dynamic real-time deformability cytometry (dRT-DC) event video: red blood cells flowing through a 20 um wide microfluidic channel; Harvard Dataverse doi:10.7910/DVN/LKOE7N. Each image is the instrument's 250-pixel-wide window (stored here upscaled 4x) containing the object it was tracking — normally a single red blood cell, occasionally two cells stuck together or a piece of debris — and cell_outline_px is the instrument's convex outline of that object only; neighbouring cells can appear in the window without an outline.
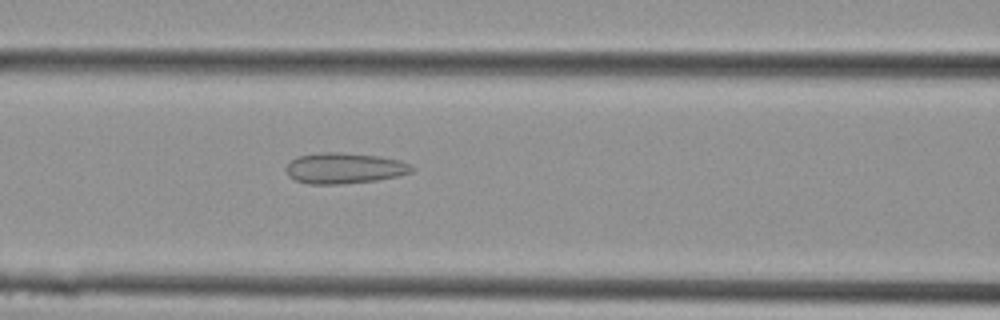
{"species": "Egyptian fruit bat (a non-hibernating species)", "species_latin": "Rousettus aegyptiacus", "temperature_condition": "cold", "stored_images_in_passage": 11, "camera_frame_rate_fps": 3000, "um_per_image_px": 0.085, "animal": {"sex": "female"}, "frame": {"image": 1, "passage_image": 11, "time_ms": 3.333, "image_size_px": [1000, 320], "cell_outline_px": [[412, 172], [396, 176], [376, 180], [336, 184], [312, 184], [296, 180], [288, 176], [288, 164], [292, 160], [300, 156], [328, 152], [376, 156], [396, 160], [408, 164], [412, 168]], "centroid_in_image_um": [29.25, 14.31], "position_along_channel_um": 137.4, "area_um2": 21.62}}